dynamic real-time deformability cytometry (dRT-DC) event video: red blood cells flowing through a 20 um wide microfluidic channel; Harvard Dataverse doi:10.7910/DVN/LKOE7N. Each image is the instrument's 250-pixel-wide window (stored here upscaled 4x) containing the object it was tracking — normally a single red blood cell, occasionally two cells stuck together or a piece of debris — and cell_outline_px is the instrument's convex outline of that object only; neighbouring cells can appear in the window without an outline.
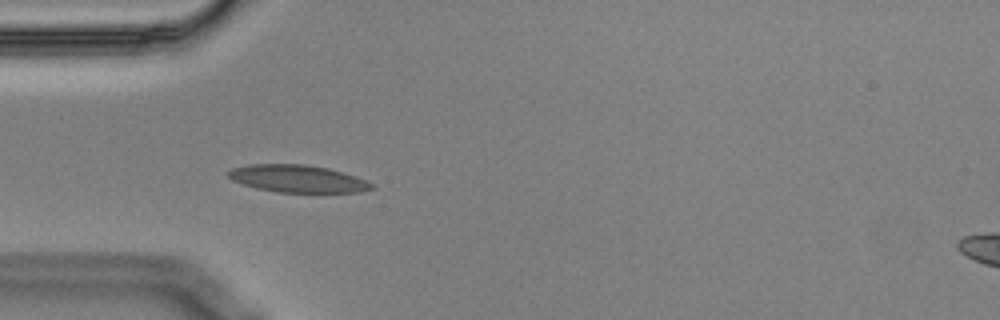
{"species": "Egyptian fruit bat (a non-hibernating species)", "species_latin": "Rousettus aegyptiacus", "temperature_condition": "cold", "stored_images_in_passage": 41, "camera_frame_rate_fps": 3000, "um_per_image_px": 0.085, "animal": {"sex": "male"}, "frame": {"image": 1, "passage_image": 1, "time_ms": 0.0, "image_size_px": [1000, 320], "cell_outline_px": [[376, 188], [360, 192], [276, 192], [256, 188], [232, 180], [224, 172], [232, 168], [248, 164], [304, 164], [328, 168], [368, 180], [376, 184]], "centroid_in_image_um": [25.31, 15.19], "position_along_channel_um": 59.7, "area_um2": 23.06}}
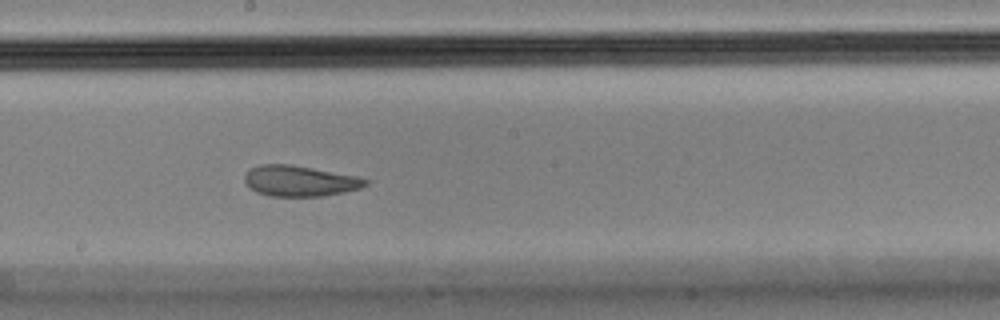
{"frame": {"image": 2, "passage_image": 15, "time_ms": 4.667, "image_size_px": [1000, 320], "cell_outline_px": [[368, 184], [360, 188], [344, 192], [324, 196], [268, 196], [256, 192], [244, 180], [244, 176], [252, 168], [260, 164], [288, 164], [312, 168], [356, 176], [368, 180]], "centroid_in_image_um": [25.48, 15.39], "position_along_channel_um": 222.7, "area_um2": 21.39}}
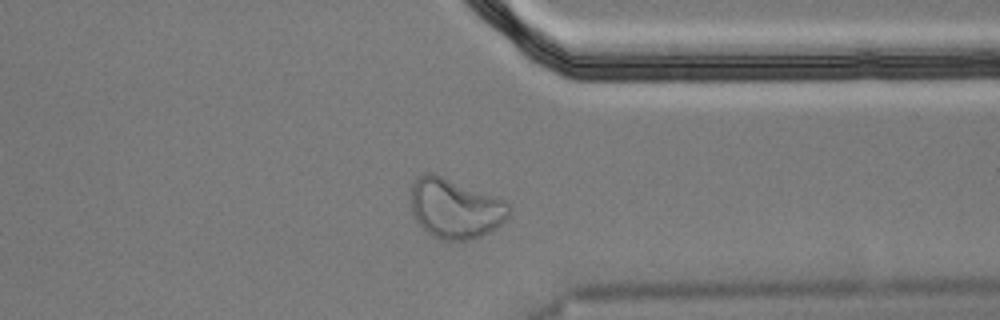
{"frame": {"image": 3, "passage_image": 28, "time_ms": 9.0, "image_size_px": [1000, 320], "cell_outline_px": [[508, 216], [496, 228], [472, 240], [440, 240], [428, 232], [416, 220], [412, 212], [412, 184], [416, 176], [424, 172], [432, 172], [504, 200], [508, 204]], "centroid_in_image_um": [38.66, 17.71], "position_along_channel_um": 372.7, "area_um2": 33.81}, "authors_computed_cell_mechanics": {"area_um2": 23.0622, "velocity_mm_per_s": 3.529, "shape_relaxation_time_tau1_ms": null, "shape_relaxation_time_tau2_ms": 1.5848, "deformation_change_tau1": null, "deformation_change_tau2": 0.0505}}